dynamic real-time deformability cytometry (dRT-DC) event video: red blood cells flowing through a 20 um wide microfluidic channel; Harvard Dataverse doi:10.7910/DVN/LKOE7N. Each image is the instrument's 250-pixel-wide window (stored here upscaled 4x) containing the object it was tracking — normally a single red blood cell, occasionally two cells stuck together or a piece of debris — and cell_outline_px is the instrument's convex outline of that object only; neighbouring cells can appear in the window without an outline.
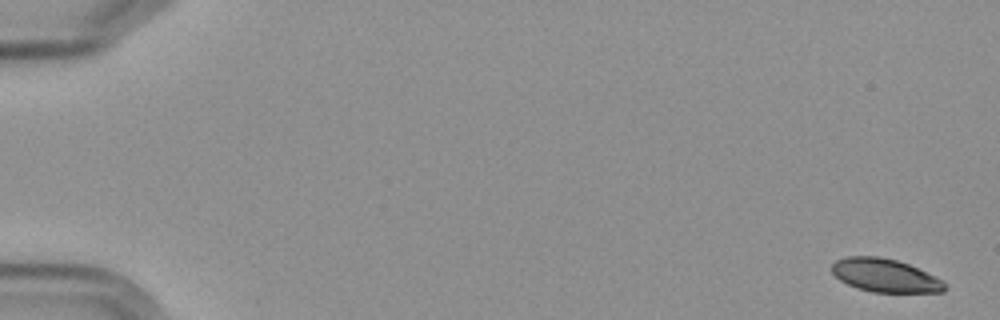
{"species": "Egyptian fruit bat (a non-hibernating species)", "species_latin": "Rousettus aegyptiacus", "temperature_condition": "cold", "stored_images_in_passage": 5, "camera_frame_rate_fps": 3000, "um_per_image_px": 0.085, "frame": {"image": 1, "passage_image": 1, "time_ms": 0.0, "image_size_px": [1000, 320], "cell_outline_px": [[948, 288], [944, 292], [872, 292], [856, 288], [840, 280], [832, 272], [832, 264], [836, 260], [848, 256], [876, 256], [896, 260], [908, 264], [944, 280]], "centroid_in_image_um": [75.25, 23.42], "position_along_channel_um": 9.7, "area_um2": 21.91}}
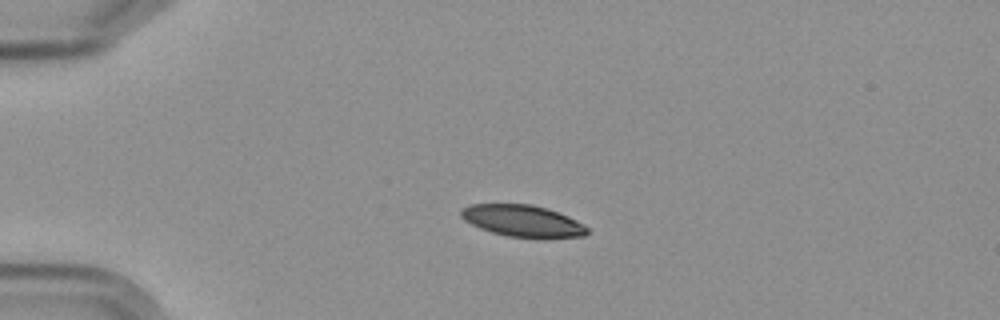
{"frame": {"image": 2, "passage_image": 4, "time_ms": 4.333, "image_size_px": [1000, 320], "cell_outline_px": [[588, 232], [584, 236], [544, 240], [540, 240], [508, 236], [492, 232], [480, 228], [464, 220], [460, 216], [460, 208], [468, 204], [532, 204], [568, 216], [584, 224], [588, 228]], "centroid_in_image_um": [44.44, 18.81], "position_along_channel_um": 40.6, "area_um2": 23.87}}